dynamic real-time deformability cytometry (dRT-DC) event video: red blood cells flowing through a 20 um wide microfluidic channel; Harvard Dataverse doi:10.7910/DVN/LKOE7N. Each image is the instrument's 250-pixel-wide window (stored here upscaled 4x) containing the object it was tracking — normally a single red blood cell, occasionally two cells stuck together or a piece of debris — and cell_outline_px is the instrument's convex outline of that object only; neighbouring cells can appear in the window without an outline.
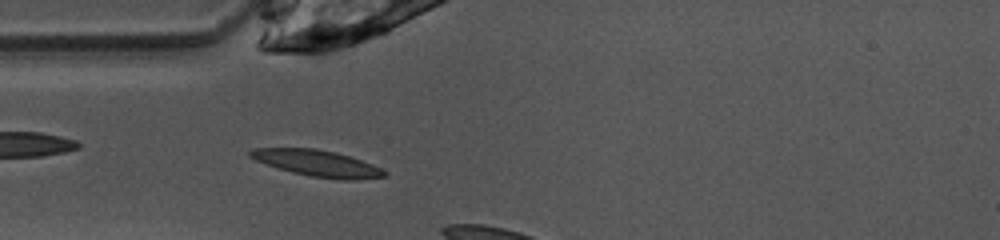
{"species": "common noctule bat (a hibernating species)", "species_latin": "Nyctalus noctula", "temperature_condition": "warm", "stored_images_in_passage": 5, "camera_frame_rate_fps": 3000, "um_per_image_px": 0.085, "animal": {"sex": "female", "body_mass_g": 10.0, "forearm_length_mm": 53.1}, "frame": {"image": 1, "passage_image": 3, "time_ms": 0.667, "image_size_px": [1000, 240], "cell_outline_px": [[388, 176], [352, 180], [344, 180], [312, 176], [292, 172], [276, 168], [256, 160], [248, 156], [248, 152], [256, 148], [316, 148], [336, 152], [372, 164], [388, 172]], "centroid_in_image_um": [26.97, 13.87], "position_along_channel_um": 58.0, "area_um2": 20.46}}